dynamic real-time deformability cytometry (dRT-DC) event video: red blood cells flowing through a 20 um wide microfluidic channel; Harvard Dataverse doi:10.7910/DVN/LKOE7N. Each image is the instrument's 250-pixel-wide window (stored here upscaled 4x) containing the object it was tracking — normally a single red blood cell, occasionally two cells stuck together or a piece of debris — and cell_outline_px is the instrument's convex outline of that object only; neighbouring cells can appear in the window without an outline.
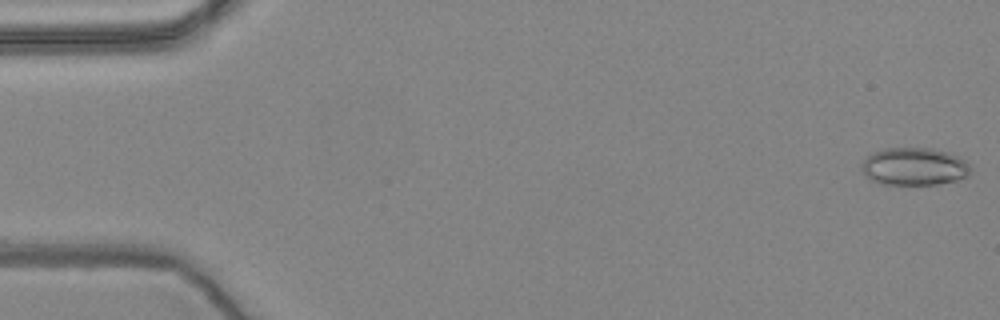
{"species": "common noctule bat (a hibernating species)", "species_latin": "Nyctalus noctula", "temperature_condition": "warm", "stored_images_in_passage": 57, "camera_frame_rate_fps": 3000, "um_per_image_px": 0.085, "animal": {"sex": "female", "body_mass_g": 24.6, "forearm_length_mm": 56.2}, "frame": {"image": 1, "passage_image": 1, "time_ms": 0.0, "image_size_px": [1000, 320], "cell_outline_px": [[972, 168], [968, 176], [956, 180], [936, 184], [880, 184], [868, 180], [864, 172], [864, 160], [872, 152], [884, 148], [932, 148], [948, 152], [960, 156]], "centroid_in_image_um": [77.73, 14.15], "position_along_channel_um": 7.3, "area_um2": 23.93}}
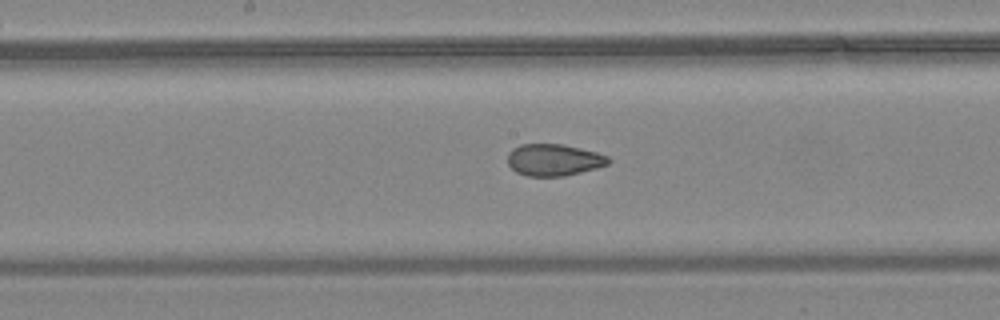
{"frame": {"image": 2, "passage_image": 29, "time_ms": 9.333, "image_size_px": [1000, 320], "cell_outline_px": [[612, 160], [608, 164], [596, 168], [564, 176], [528, 176], [516, 172], [508, 164], [508, 152], [512, 148], [520, 144], [564, 144], [596, 152], [608, 156]], "centroid_in_image_um": [47.07, 13.58], "position_along_channel_um": 201.1, "area_um2": 18.73}}
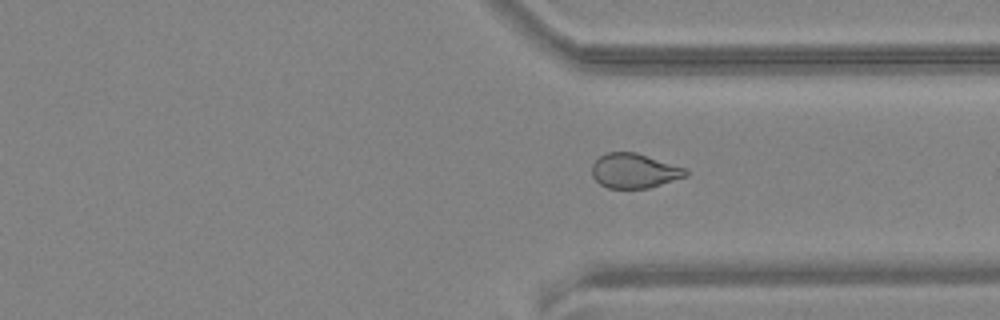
{"frame": {"image": 3, "passage_image": 42, "time_ms": 13.667, "image_size_px": [1000, 320], "cell_outline_px": [[688, 176], [648, 188], [608, 188], [600, 184], [592, 176], [592, 164], [600, 156], [608, 152], [636, 152], [688, 168]], "centroid_in_image_um": [53.94, 14.51], "position_along_channel_um": 357.5, "area_um2": 19.07}, "authors_computed_cell_mechanics": {"area_um2": 20.6924, "velocity_mm_per_s": 3.6169, "shape_relaxation_time_tau1_ms": null, "shape_relaxation_time_tau2_ms": 2.041, "deformation_change_tau1": null, "deformation_change_tau2": 0.075}}